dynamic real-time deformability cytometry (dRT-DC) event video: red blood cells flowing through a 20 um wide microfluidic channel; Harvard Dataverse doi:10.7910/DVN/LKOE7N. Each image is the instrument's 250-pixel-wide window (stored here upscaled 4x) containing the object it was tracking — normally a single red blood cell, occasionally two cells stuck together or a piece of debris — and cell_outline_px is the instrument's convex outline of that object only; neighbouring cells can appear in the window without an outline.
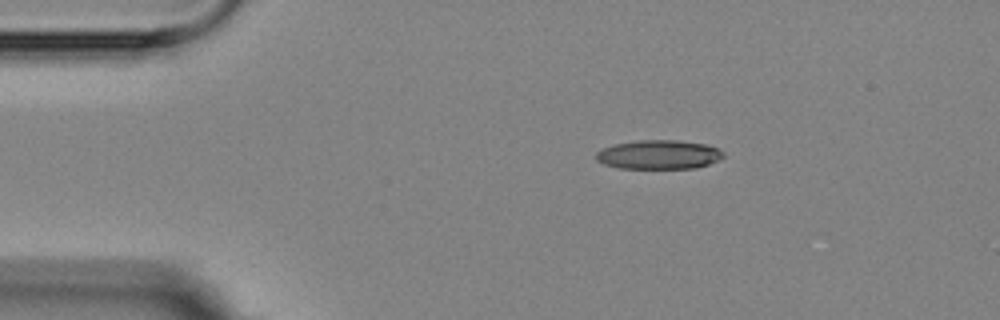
{"species": "Egyptian fruit bat (a non-hibernating species)", "species_latin": "Rousettus aegyptiacus", "temperature_condition": "room temperature", "stored_images_in_passage": 4, "camera_frame_rate_fps": 3000, "um_per_image_px": 0.085, "animal": {"sex": "female"}, "frame": {"image": 1, "passage_image": 1, "time_ms": 0.0, "image_size_px": [1000, 320], "cell_outline_px": [[724, 156], [708, 164], [696, 168], [620, 168], [604, 164], [596, 160], [596, 152], [604, 148], [616, 144], [636, 140], [676, 140], [704, 144], [716, 148], [724, 152]], "centroid_in_image_um": [55.98, 13.14], "position_along_channel_um": 29.0, "area_um2": 21.33}}